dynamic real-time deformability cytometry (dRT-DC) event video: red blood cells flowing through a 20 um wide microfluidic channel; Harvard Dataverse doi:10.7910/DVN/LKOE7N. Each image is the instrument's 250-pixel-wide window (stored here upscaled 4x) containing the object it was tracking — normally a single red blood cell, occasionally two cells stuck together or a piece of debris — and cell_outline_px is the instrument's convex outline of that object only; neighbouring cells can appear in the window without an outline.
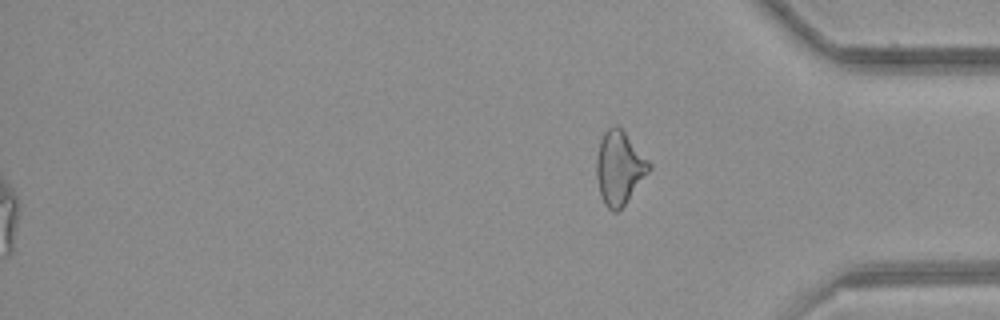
{"species": "common noctule bat (a hibernating species)", "species_latin": "Nyctalus noctula", "temperature_condition": "room temperature", "stored_images_in_passage": 55, "segment_of_instrument_passage": [2, 2], "camera_frame_rate_fps": 3000, "um_per_image_px": 0.085, "animal": {"sex": "female", "body_mass_g": 21.9}, "frame": {"image": 1, "passage_image": 55, "time_ms": 18.0, "image_size_px": [1000, 320], "cell_outline_px": [[652, 168], [624, 204], [616, 212], [612, 212], [604, 204], [600, 196], [596, 176], [596, 156], [600, 140], [604, 132], [612, 124], [616, 124], [624, 132], [652, 164]], "centroid_in_image_um": [52.62, 14.26], "position_along_channel_um": 382.6, "area_um2": 22.43}}